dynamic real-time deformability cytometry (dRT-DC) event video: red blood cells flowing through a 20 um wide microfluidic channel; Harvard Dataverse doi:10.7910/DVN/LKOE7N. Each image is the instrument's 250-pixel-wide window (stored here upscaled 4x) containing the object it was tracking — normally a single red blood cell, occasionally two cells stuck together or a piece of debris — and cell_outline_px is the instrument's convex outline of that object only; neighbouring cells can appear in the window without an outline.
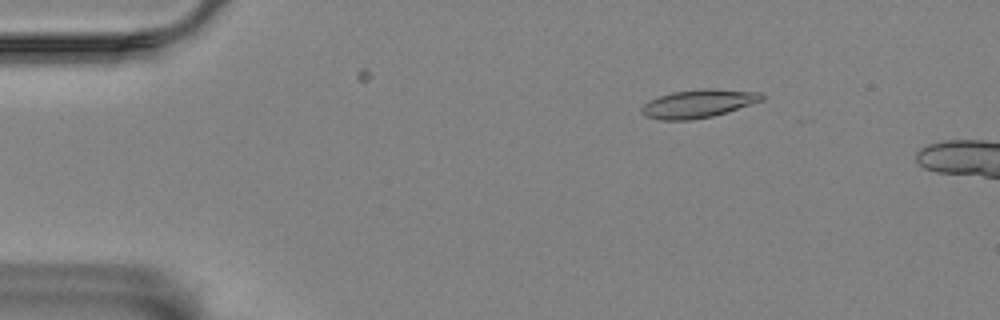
{"species": "Egyptian fruit bat (a non-hibernating species)", "species_latin": "Rousettus aegyptiacus", "temperature_condition": "room temperature", "stored_images_in_passage": 11, "camera_frame_rate_fps": 3000, "um_per_image_px": 0.085, "animal": {"sex": "female"}, "frame": {"image": 1, "passage_image": 9, "time_ms": 2.667, "image_size_px": [1000, 320], "cell_outline_px": [[764, 100], [712, 116], [692, 120], [660, 120], [644, 116], [640, 112], [640, 108], [648, 100], [672, 92], [700, 88], [716, 88], [760, 92], [764, 96]], "centroid_in_image_um": [59.32, 8.8], "position_along_channel_um": 25.7, "area_um2": 19.94}}